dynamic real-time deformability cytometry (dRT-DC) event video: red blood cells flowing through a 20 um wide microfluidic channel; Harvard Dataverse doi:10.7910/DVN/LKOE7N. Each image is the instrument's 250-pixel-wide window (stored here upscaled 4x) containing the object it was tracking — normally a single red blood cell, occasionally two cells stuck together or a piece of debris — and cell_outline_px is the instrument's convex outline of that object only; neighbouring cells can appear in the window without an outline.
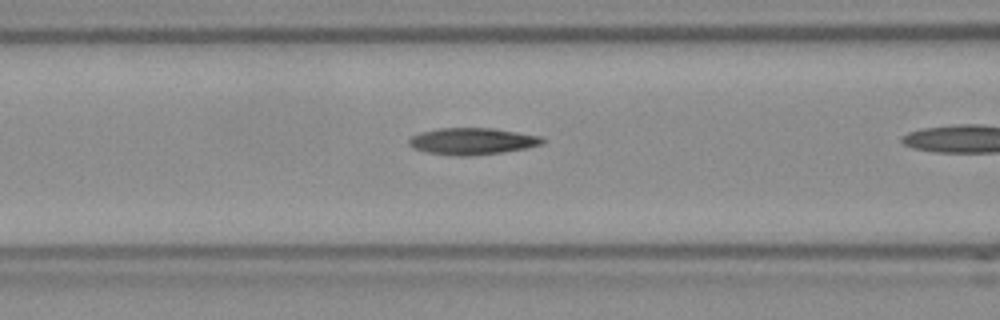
{"species": "Egyptian fruit bat (a non-hibernating species)", "species_latin": "Rousettus aegyptiacus", "temperature_condition": "room temperature", "stored_images_in_passage": 14, "camera_frame_rate_fps": 3000, "um_per_image_px": 0.085, "frame": {"image": 1, "passage_image": 10, "time_ms": 3.0, "image_size_px": [1000, 320], "cell_outline_px": [[544, 140], [540, 144], [524, 148], [500, 152], [472, 156], [456, 156], [424, 152], [412, 148], [408, 144], [408, 140], [412, 136], [420, 132], [440, 128], [492, 128], [540, 136]], "centroid_in_image_um": [40.05, 12.01], "position_along_channel_um": 126.5, "area_um2": 20.63}}